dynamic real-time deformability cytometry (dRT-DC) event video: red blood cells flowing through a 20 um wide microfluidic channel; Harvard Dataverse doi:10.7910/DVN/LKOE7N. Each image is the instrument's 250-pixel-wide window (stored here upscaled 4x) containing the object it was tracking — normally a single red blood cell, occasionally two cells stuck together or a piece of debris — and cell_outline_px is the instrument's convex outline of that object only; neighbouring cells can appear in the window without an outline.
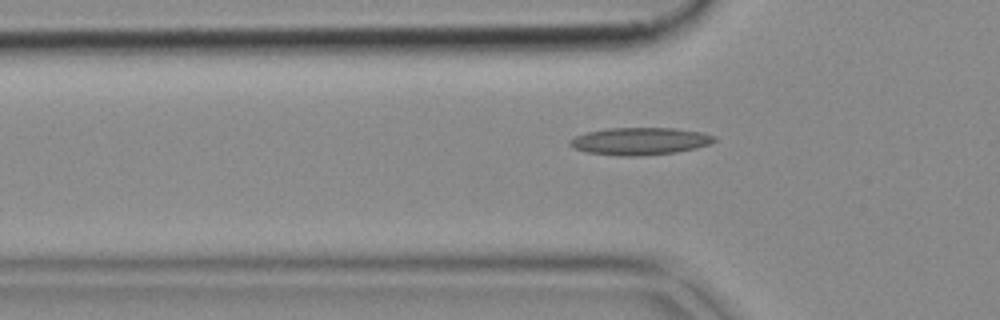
{"species": "common noctule bat (a hibernating species)", "species_latin": "Nyctalus noctula", "temperature_condition": "cold", "stored_images_in_passage": 38, "camera_frame_rate_fps": 3000, "um_per_image_px": 0.085, "animal": {"sex": "female", "body_mass_g": 18.4}, "frame": {"image": 1, "passage_image": 2, "time_ms": 0.333, "image_size_px": [1000, 320], "cell_outline_px": [[716, 140], [708, 144], [696, 148], [676, 152], [640, 156], [620, 156], [588, 152], [572, 148], [568, 144], [568, 140], [576, 136], [588, 132], [608, 128], [676, 128], [704, 132], [716, 136]], "centroid_in_image_um": [54.4, 12.0], "position_along_channel_um": 71.4, "area_um2": 23.12}}
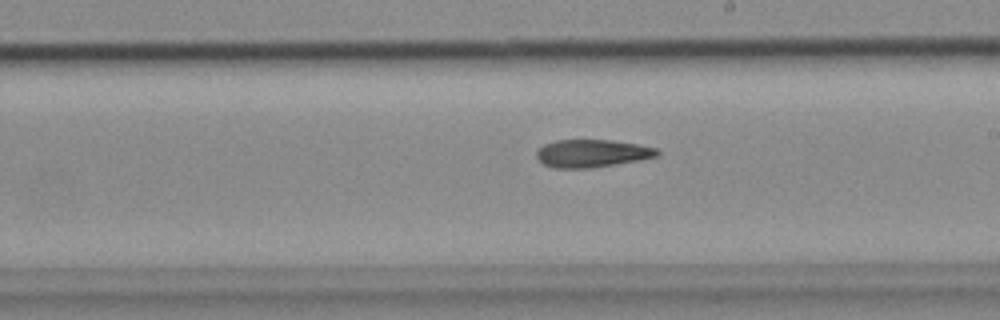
{"frame": {"image": 2, "passage_image": 15, "time_ms": 4.667, "image_size_px": [1000, 320], "cell_outline_px": [[660, 156], [640, 160], [592, 168], [552, 168], [544, 164], [536, 156], [536, 152], [544, 144], [556, 140], [612, 140], [660, 148]], "centroid_in_image_um": [50.37, 13.04], "position_along_channel_um": 238.6, "area_um2": 19.65}}
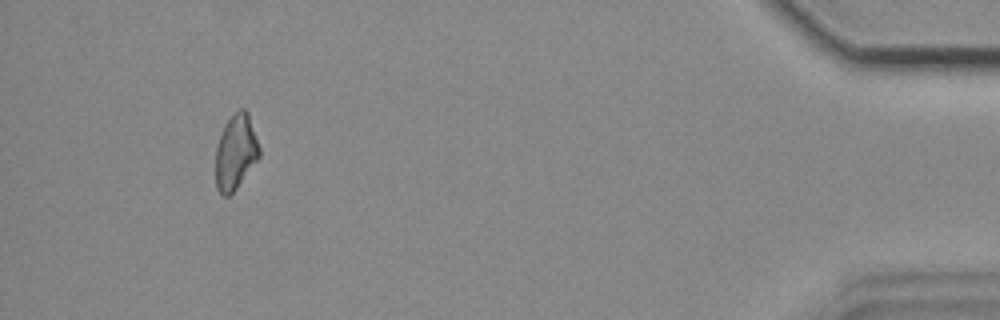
{"frame": {"image": 3, "passage_image": 34, "time_ms": 11.0, "image_size_px": [1000, 320], "cell_outline_px": [[260, 156], [236, 188], [228, 196], [224, 196], [216, 188], [216, 148], [224, 124], [240, 108], [244, 108], [248, 112], [260, 148]], "centroid_in_image_um": [20.03, 12.91], "position_along_channel_um": 415.2, "area_um2": 18.84}}